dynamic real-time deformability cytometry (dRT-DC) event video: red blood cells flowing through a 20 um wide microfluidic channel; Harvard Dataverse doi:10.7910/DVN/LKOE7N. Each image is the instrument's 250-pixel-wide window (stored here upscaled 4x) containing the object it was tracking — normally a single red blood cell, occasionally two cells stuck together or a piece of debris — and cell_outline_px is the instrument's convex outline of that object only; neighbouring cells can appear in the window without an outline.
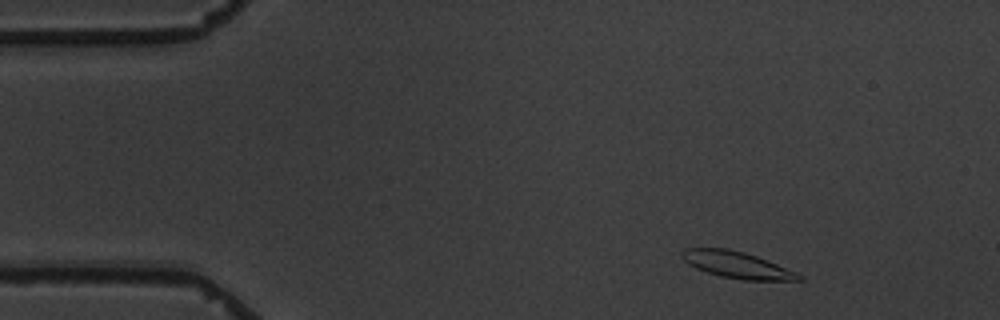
{"species": "common noctule bat (a hibernating species)", "species_latin": "Nyctalus noctula", "temperature_condition": "warm", "stored_images_in_passage": 5, "camera_frame_rate_fps": 3000, "um_per_image_px": 0.085, "animal": {"sex": "male", "body_mass_g": 19.5, "forearm_length_mm": 54.6}, "frame": {"image": 1, "passage_image": 1, "time_ms": 0.0, "image_size_px": [1000, 320], "cell_outline_px": [[804, 280], [744, 280], [720, 276], [696, 268], [688, 264], [680, 256], [680, 252], [684, 248], [728, 248], [744, 252], [756, 256], [796, 272], [804, 276]], "centroid_in_image_um": [62.61, 22.51], "position_along_channel_um": 22.4, "area_um2": 18.03}}
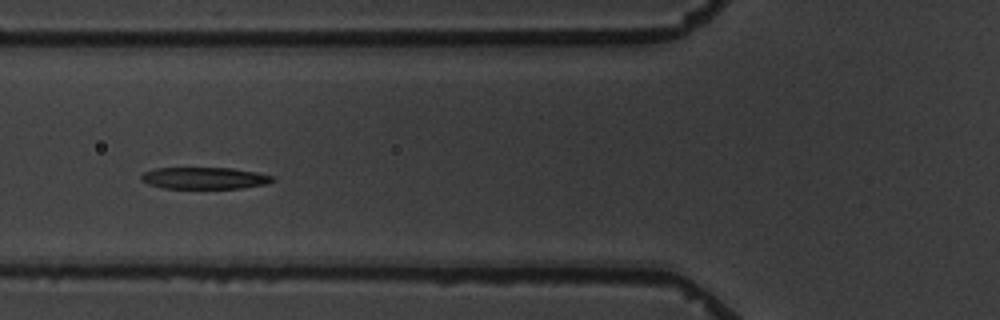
{"frame": {"image": 2, "passage_image": 5, "time_ms": 4.667, "image_size_px": [1000, 320], "cell_outline_px": [[276, 180], [268, 184], [240, 188], [164, 188], [148, 184], [140, 180], [140, 176], [144, 172], [156, 168], [232, 168], [256, 172], [276, 176]], "centroid_in_image_um": [17.42, 15.14], "position_along_channel_um": 108.4, "area_um2": 16.76}}